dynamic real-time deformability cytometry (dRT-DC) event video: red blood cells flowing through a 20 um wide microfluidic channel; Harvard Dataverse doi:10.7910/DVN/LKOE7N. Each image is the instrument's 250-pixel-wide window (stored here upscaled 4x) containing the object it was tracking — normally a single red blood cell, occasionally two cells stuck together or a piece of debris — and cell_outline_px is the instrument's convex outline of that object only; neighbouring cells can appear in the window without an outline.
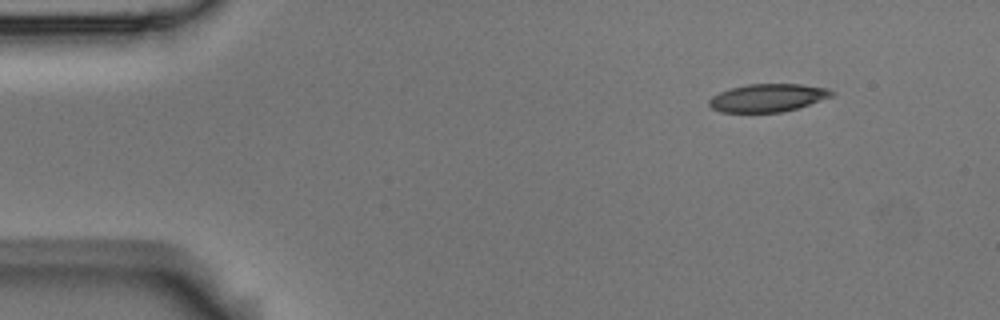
{"species": "Egyptian fruit bat (a non-hibernating species)", "species_latin": "Rousettus aegyptiacus", "temperature_condition": "room temperature", "stored_images_in_passage": 3, "camera_frame_rate_fps": 3000, "um_per_image_px": 0.085, "animal": {"sex": "male"}, "frame": {"image": 1, "passage_image": 1, "time_ms": 0.0, "image_size_px": [1000, 320], "cell_outline_px": [[836, 92], [832, 96], [800, 108], [780, 112], [720, 112], [712, 108], [708, 104], [708, 100], [712, 96], [720, 92], [732, 88], [748, 84], [800, 84], [828, 88]], "centroid_in_image_um": [65.28, 8.31], "position_along_channel_um": 19.7, "area_um2": 20.0}}
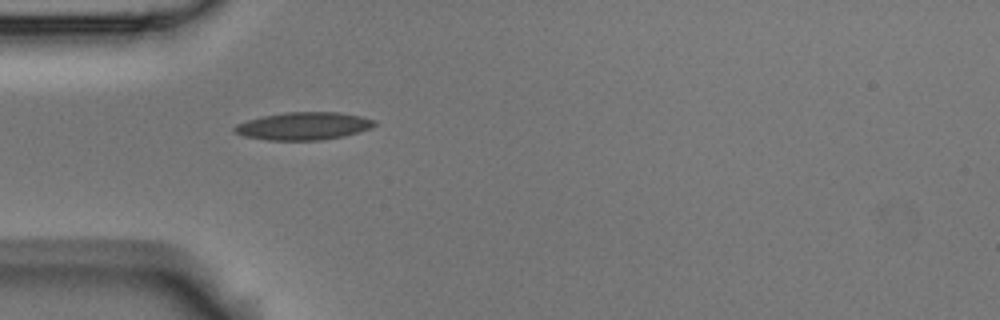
{"frame": {"image": 2, "passage_image": 3, "time_ms": 0.667, "image_size_px": [1000, 320], "cell_outline_px": [[376, 124], [368, 128], [344, 136], [320, 140], [268, 140], [244, 136], [236, 132], [232, 128], [236, 124], [260, 116], [284, 112], [340, 112], [360, 116], [376, 120]], "centroid_in_image_um": [25.77, 10.7], "position_along_channel_um": 59.2, "area_um2": 22.48}}